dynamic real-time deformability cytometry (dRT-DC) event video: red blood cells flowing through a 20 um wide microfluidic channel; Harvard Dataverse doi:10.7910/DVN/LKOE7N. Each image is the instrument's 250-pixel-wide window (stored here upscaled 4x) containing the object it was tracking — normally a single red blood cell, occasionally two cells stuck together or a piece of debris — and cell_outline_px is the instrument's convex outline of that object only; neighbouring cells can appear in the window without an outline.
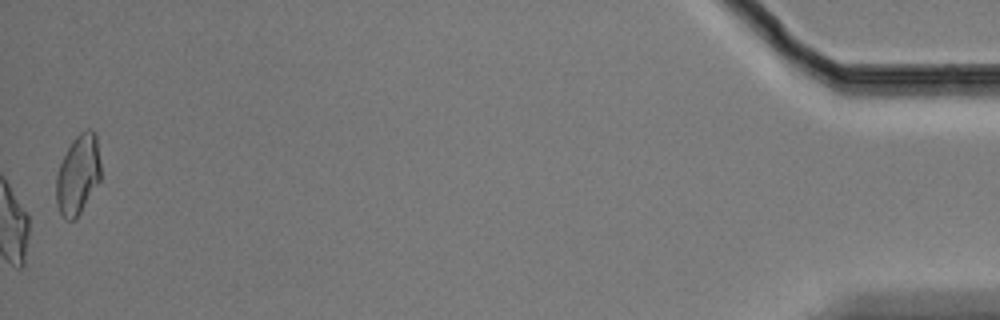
{"species": "Egyptian fruit bat (a non-hibernating species)", "species_latin": "Rousettus aegyptiacus", "temperature_condition": "cold", "stored_images_in_passage": 13, "camera_frame_rate_fps": 3000, "um_per_image_px": 0.085, "animal": {"sex": "male"}, "frame": {"image": 1, "passage_image": 13, "time_ms": 4.0, "image_size_px": [1000, 320], "cell_outline_px": [[100, 180], [76, 220], [64, 220], [56, 204], [56, 176], [60, 164], [72, 140], [80, 132], [88, 128], [92, 128], [96, 136], [100, 160]], "centroid_in_image_um": [6.63, 14.86], "position_along_channel_um": 428.6, "area_um2": 20.75}}